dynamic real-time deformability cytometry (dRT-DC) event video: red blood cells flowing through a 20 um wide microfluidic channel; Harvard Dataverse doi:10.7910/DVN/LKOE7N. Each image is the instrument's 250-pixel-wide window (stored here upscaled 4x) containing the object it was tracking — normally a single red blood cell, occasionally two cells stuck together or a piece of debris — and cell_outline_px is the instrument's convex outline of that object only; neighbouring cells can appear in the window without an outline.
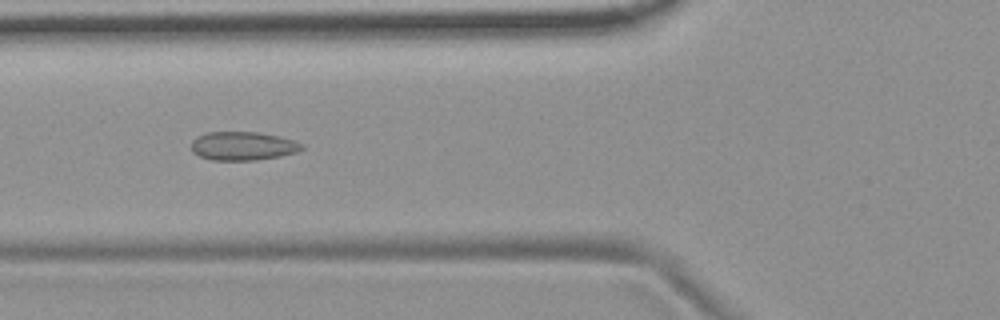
{"species": "common noctule bat (a hibernating species)", "species_latin": "Nyctalus noctula", "temperature_condition": "room temperature", "stored_images_in_passage": 50, "camera_frame_rate_fps": 3000, "um_per_image_px": 0.085, "animal": {"sex": "female", "body_mass_g": 19.9}, "frame": {"image": 1, "passage_image": 16, "time_ms": 5.0, "image_size_px": [1000, 320], "cell_outline_px": [[304, 148], [296, 152], [280, 156], [256, 160], [212, 160], [200, 156], [192, 152], [192, 140], [196, 136], [204, 132], [260, 132], [280, 136], [304, 144]], "centroid_in_image_um": [20.64, 12.4], "position_along_channel_um": 105.2, "area_um2": 18.55}}
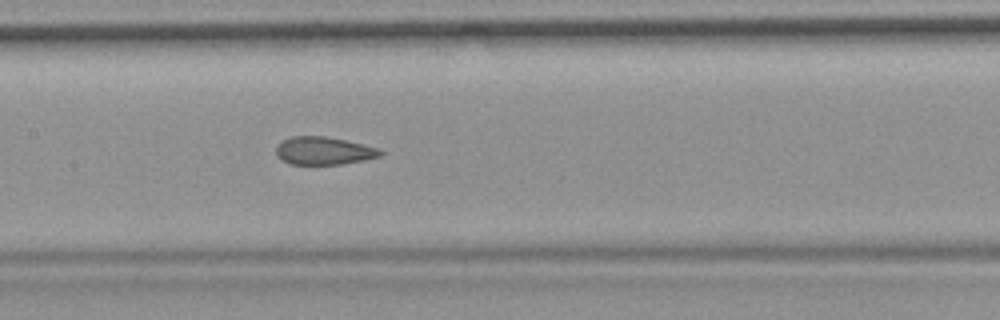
{"frame": {"image": 2, "passage_image": 22, "time_ms": 7.0, "image_size_px": [1000, 320], "cell_outline_px": [[384, 152], [380, 156], [364, 160], [340, 164], [292, 164], [284, 160], [276, 152], [276, 148], [284, 140], [292, 136], [324, 136], [344, 140], [380, 148]], "centroid_in_image_um": [27.57, 12.81], "position_along_channel_um": 179.8, "area_um2": 16.59}}
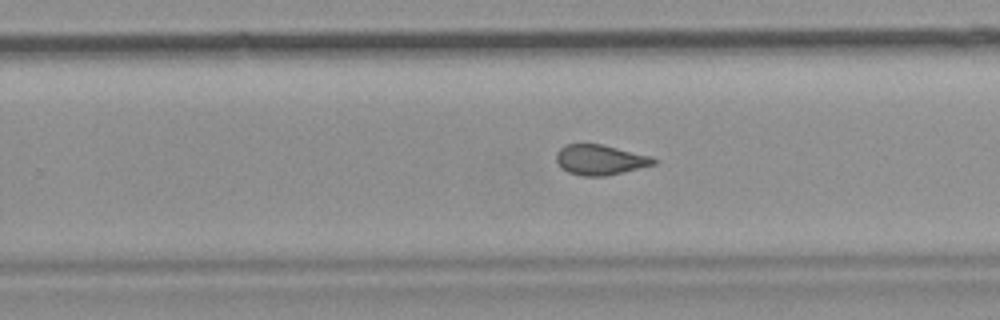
{"frame": {"image": 3, "passage_image": 30, "time_ms": 9.667, "image_size_px": [1000, 320], "cell_outline_px": [[656, 164], [604, 176], [584, 176], [568, 172], [560, 168], [556, 160], [556, 152], [564, 144], [604, 144], [652, 156], [656, 160]], "centroid_in_image_um": [50.99, 13.57], "position_along_channel_um": 278.8, "area_um2": 17.22}, "authors_computed_cell_mechanics": {"area_um2": 18.2359, "velocity_mm_per_s": 3.728, "shape_relaxation_time_tau1_ms": null, "shape_relaxation_time_tau2_ms": 1.6656, "deformation_change_tau1": null, "deformation_change_tau2": 0.0691}}